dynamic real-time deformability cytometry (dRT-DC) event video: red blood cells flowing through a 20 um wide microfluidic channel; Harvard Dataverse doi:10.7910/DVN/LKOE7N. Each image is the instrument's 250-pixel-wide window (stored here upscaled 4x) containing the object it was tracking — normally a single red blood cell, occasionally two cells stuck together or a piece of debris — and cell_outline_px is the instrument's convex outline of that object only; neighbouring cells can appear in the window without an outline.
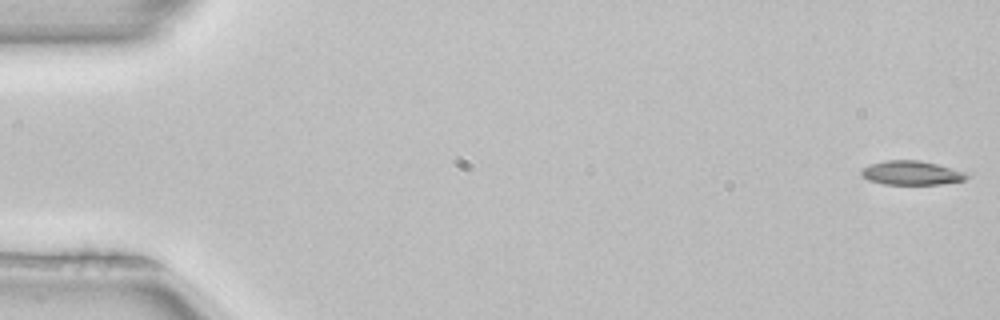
{"species": "common noctule bat (a hibernating species)", "species_latin": "Nyctalus noctula", "temperature_condition": "room temperature", "stored_images_in_passage": 52, "camera_frame_rate_fps": 3000, "um_per_image_px": 0.085, "animal": {"sex": "female", "body_mass_g": 22.7, "forearm_length_mm": 54.2}, "frame": {"image": 1, "passage_image": 1, "time_ms": 0.0, "image_size_px": [1000, 320], "cell_outline_px": [[968, 176], [964, 180], [940, 184], [884, 184], [868, 180], [860, 176], [860, 168], [884, 160], [920, 160], [968, 172]], "centroid_in_image_um": [77.44, 14.69], "position_along_channel_um": 7.6, "area_um2": 14.85}}
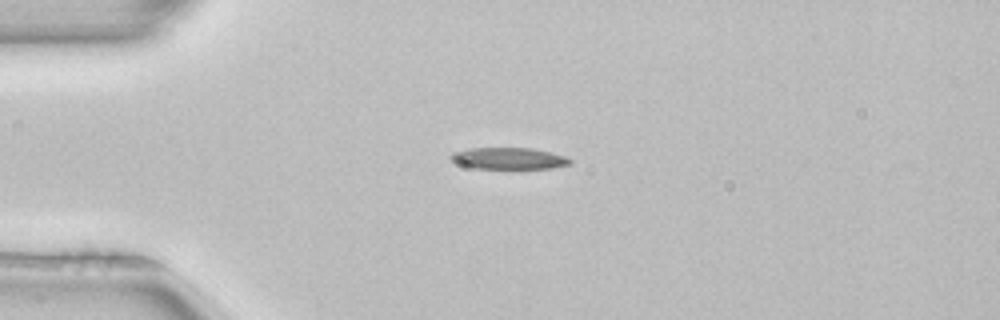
{"frame": {"image": 2, "passage_image": 13, "time_ms": 4.0, "image_size_px": [1000, 320], "cell_outline_px": [[572, 164], [552, 168], [472, 168], [460, 164], [452, 160], [448, 156], [452, 152], [468, 148], [532, 148], [564, 156], [572, 160]], "centroid_in_image_um": [43.22, 13.46], "position_along_channel_um": 41.8, "area_um2": 14.91}}
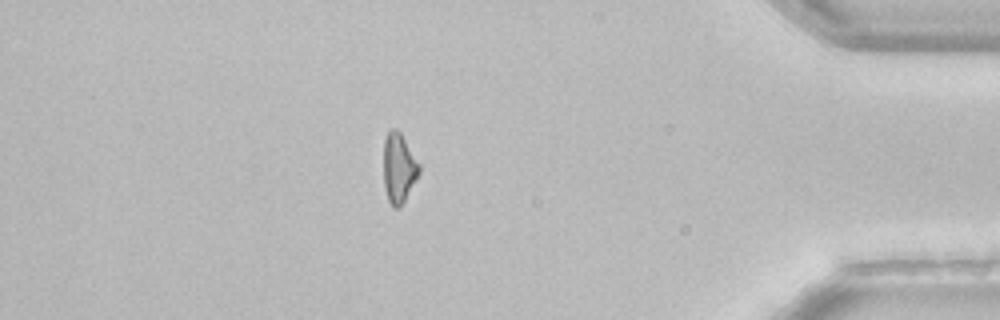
{"frame": {"image": 3, "passage_image": 45, "time_ms": 14.667, "image_size_px": [1000, 320], "cell_outline_px": [[420, 172], [416, 180], [400, 208], [392, 208], [388, 200], [384, 188], [384, 140], [388, 128], [396, 128], [400, 132], [420, 164]], "centroid_in_image_um": [33.89, 14.28], "position_along_channel_um": 401.3, "area_um2": 14.62}, "authors_computed_cell_mechanics": {"area_um2": 15.4904, "velocity_mm_per_s": 3.9996, "shape_relaxation_time_tau1_ms": 3.3468, "shape_relaxation_time_tau2_ms": null, "deformation_change_tau1": 0.1395, "deformation_change_tau2": null}}